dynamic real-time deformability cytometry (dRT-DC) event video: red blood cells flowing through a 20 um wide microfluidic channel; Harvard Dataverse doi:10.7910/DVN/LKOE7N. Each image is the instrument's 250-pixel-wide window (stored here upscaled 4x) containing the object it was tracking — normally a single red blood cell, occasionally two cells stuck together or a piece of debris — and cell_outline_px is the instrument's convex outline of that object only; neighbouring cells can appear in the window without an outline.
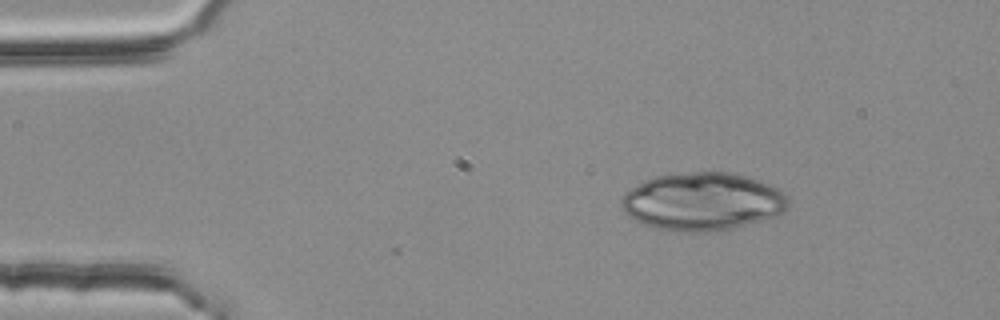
{"species": "common noctule bat (a hibernating species)", "species_latin": "Nyctalus noctula", "temperature_condition": "room temperature", "stored_images_in_passage": 3, "camera_frame_rate_fps": 3000, "um_per_image_px": 0.085, "animal": {"sex": "female", "body_mass_g": 25.1}, "frame": {"image": 1, "passage_image": 3, "time_ms": 0.667, "image_size_px": [1000, 320], "cell_outline_px": [[792, 200], [788, 208], [784, 212], [760, 220], [732, 228], [712, 232], [672, 232], [652, 228], [628, 216], [620, 208], [620, 200], [624, 192], [644, 180], [656, 176], [696, 172], [728, 172], [748, 176], [760, 180], [784, 192]], "centroid_in_image_um": [59.7, 17.14], "position_along_channel_um": 25.3, "area_um2": 56.82}}